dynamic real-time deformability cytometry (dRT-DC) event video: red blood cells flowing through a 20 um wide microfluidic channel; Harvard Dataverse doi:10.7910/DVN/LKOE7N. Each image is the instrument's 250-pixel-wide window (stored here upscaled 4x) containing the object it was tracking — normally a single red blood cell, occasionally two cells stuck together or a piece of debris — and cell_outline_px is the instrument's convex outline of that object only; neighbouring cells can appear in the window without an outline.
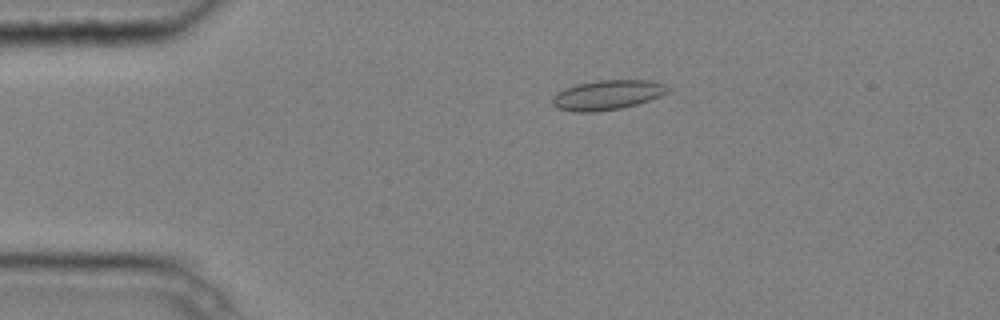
{"species": "common noctule bat (a hibernating species)", "species_latin": "Nyctalus noctula", "temperature_condition": "cold", "stored_images_in_passage": 3, "camera_frame_rate_fps": 3000, "um_per_image_px": 0.085, "animal": {"sex": "male", "body_mass_g": 20.4}, "frame": {"image": 1, "passage_image": 1, "time_ms": 0.0, "image_size_px": [1000, 320], "cell_outline_px": [[672, 88], [668, 92], [660, 96], [636, 104], [620, 108], [592, 112], [572, 112], [556, 108], [552, 104], [552, 96], [564, 88], [576, 84], [596, 80], [652, 80], [664, 84]], "centroid_in_image_um": [51.6, 8.06], "position_along_channel_um": 33.4, "area_um2": 20.11}}
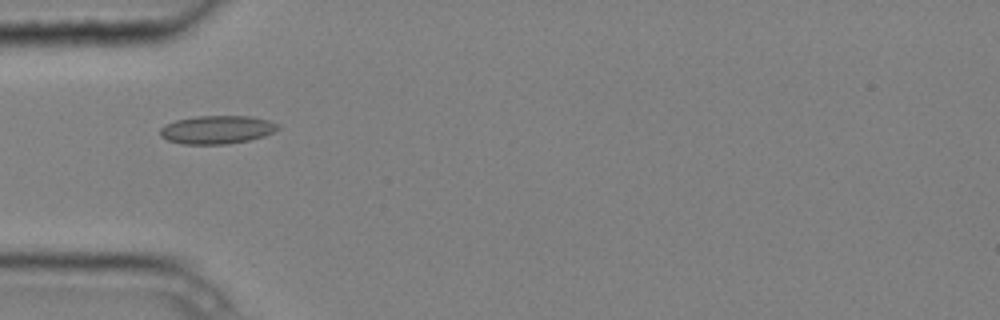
{"frame": {"image": 2, "passage_image": 2, "time_ms": 0.333, "image_size_px": [1000, 320], "cell_outline_px": [[280, 128], [264, 136], [248, 140], [224, 144], [184, 144], [168, 140], [160, 136], [160, 128], [164, 124], [176, 120], [196, 116], [252, 116], [268, 120], [280, 124]], "centroid_in_image_um": [18.44, 11.01], "position_along_channel_um": 66.6, "area_um2": 19.42}}
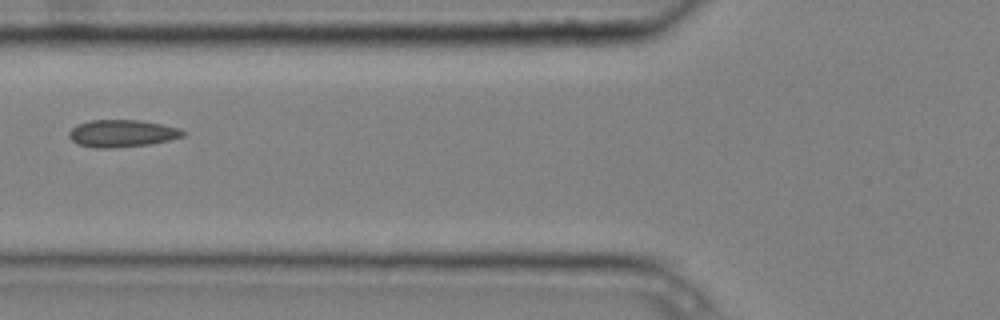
{"frame": {"image": 3, "passage_image": 3, "time_ms": 0.667, "image_size_px": [1000, 320], "cell_outline_px": [[188, 132], [184, 136], [168, 140], [148, 144], [116, 148], [96, 148], [76, 144], [68, 136], [68, 132], [76, 124], [92, 120], [140, 120], [180, 128]], "centroid_in_image_um": [10.36, 11.34], "position_along_channel_um": 115.4, "area_um2": 18.21}}